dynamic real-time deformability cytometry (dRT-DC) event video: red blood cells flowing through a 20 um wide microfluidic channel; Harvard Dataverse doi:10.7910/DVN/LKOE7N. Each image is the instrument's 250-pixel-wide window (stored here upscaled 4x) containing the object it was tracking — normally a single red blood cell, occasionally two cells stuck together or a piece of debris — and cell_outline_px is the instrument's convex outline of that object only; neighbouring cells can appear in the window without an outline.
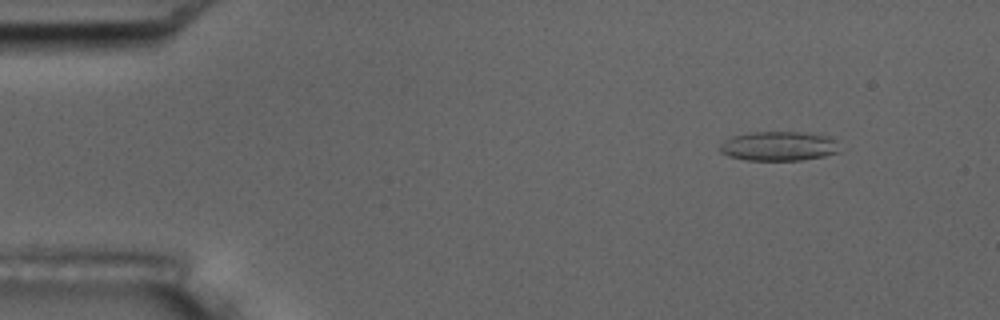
{"species": "common noctule bat (a hibernating species)", "species_latin": "Nyctalus noctula", "temperature_condition": "room temperature", "stored_images_in_passage": 4, "camera_frame_rate_fps": 3000, "um_per_image_px": 0.085, "animal": {"sex": "male", "body_mass_g": 17.5, "forearm_length_mm": 52.3}, "frame": {"image": 1, "passage_image": 2, "time_ms": 1.333, "image_size_px": [1000, 320], "cell_outline_px": [[840, 152], [824, 156], [800, 160], [748, 160], [728, 156], [720, 152], [720, 144], [724, 140], [732, 136], [752, 132], [800, 132], [828, 136], [836, 140]], "centroid_in_image_um": [66.19, 12.42], "position_along_channel_um": 18.8, "area_um2": 20.52}}